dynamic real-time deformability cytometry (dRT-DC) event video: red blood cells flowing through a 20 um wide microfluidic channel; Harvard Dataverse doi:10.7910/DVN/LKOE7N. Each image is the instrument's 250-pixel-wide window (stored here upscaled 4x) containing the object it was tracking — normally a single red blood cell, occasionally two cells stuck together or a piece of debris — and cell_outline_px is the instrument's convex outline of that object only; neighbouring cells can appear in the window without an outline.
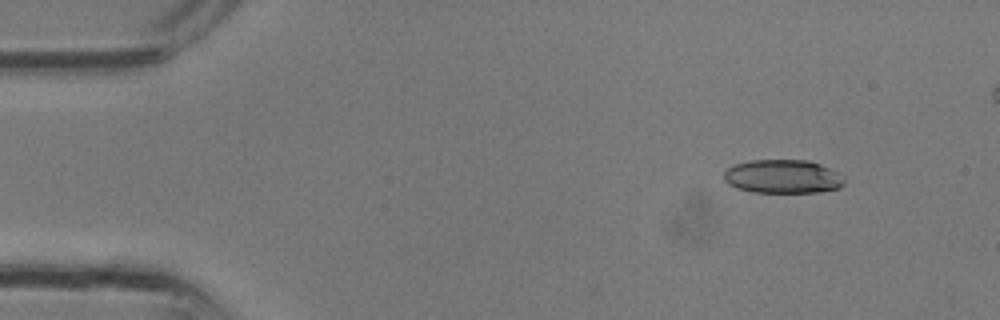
{"species": "common noctule bat (a hibernating species)", "species_latin": "Nyctalus noctula", "temperature_condition": "room temperature", "stored_images_in_passage": 3, "camera_frame_rate_fps": 3000, "um_per_image_px": 0.085, "animal": {"sex": "male", "body_mass_g": 13.3}, "frame": {"image": 1, "passage_image": 1, "time_ms": 0.0, "image_size_px": [1000, 320], "cell_outline_px": [[844, 184], [840, 188], [816, 192], [752, 192], [736, 188], [728, 184], [724, 180], [724, 172], [728, 168], [736, 164], [752, 160], [808, 160], [820, 164], [836, 172], [844, 180]], "centroid_in_image_um": [66.51, 15.01], "position_along_channel_um": 18.5, "area_um2": 23.47}}